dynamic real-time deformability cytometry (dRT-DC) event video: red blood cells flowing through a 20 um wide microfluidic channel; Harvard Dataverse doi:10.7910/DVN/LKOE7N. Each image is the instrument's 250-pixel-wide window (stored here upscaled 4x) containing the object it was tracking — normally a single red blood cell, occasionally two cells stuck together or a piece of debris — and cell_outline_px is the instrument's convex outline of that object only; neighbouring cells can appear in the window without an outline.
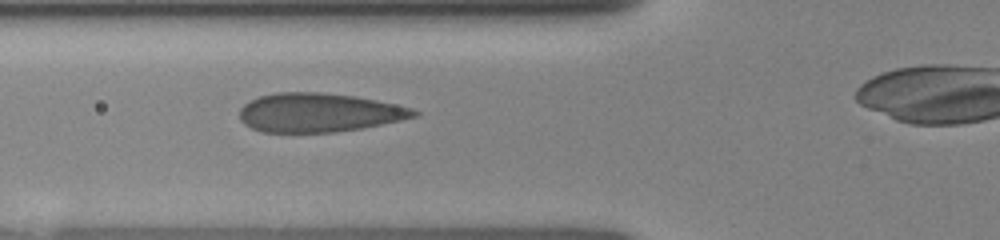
{"species": "human", "species_latin": "Homo sapiens", "temperature_condition": "room temperature", "stored_images_in_passage": 17, "camera_frame_rate_fps": 3000, "um_per_image_px": 0.085, "donor": {"sex": "female"}, "frame": {"image": 1, "passage_image": 3, "time_ms": 1.333, "image_size_px": [1000, 240], "cell_outline_px": [[420, 112], [416, 116], [400, 120], [360, 128], [332, 132], [264, 132], [252, 128], [244, 124], [240, 120], [240, 108], [248, 100], [260, 96], [276, 92], [320, 92], [352, 96], [376, 100], [412, 108]], "centroid_in_image_um": [27.05, 9.56], "position_along_channel_um": 98.7, "area_um2": 39.25}}
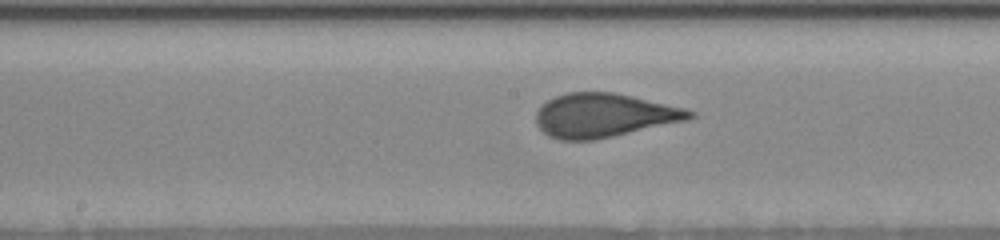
{"frame": {"image": 2, "passage_image": 7, "time_ms": 3.667, "image_size_px": [1000, 240], "cell_outline_px": [[696, 116], [688, 120], [612, 136], [592, 140], [560, 140], [548, 136], [536, 124], [536, 112], [540, 104], [556, 96], [568, 92], [616, 92], [684, 108], [696, 112]], "centroid_in_image_um": [51.32, 9.8], "position_along_channel_um": 196.9, "area_um2": 39.25}}
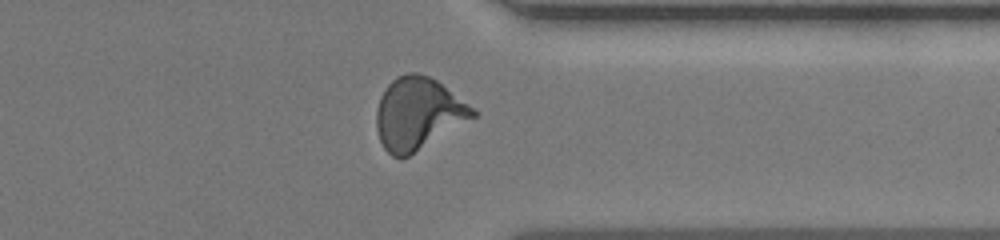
{"frame": {"image": 3, "passage_image": 14, "time_ms": 8.0, "image_size_px": [1000, 240], "cell_outline_px": [[476, 116], [408, 156], [392, 156], [384, 148], [380, 140], [376, 128], [376, 108], [380, 96], [388, 84], [396, 76], [408, 72], [416, 72], [428, 76], [436, 80], [472, 108], [476, 112]], "centroid_in_image_um": [35.48, 9.63], "position_along_channel_um": 375.9, "area_um2": 39.77}}